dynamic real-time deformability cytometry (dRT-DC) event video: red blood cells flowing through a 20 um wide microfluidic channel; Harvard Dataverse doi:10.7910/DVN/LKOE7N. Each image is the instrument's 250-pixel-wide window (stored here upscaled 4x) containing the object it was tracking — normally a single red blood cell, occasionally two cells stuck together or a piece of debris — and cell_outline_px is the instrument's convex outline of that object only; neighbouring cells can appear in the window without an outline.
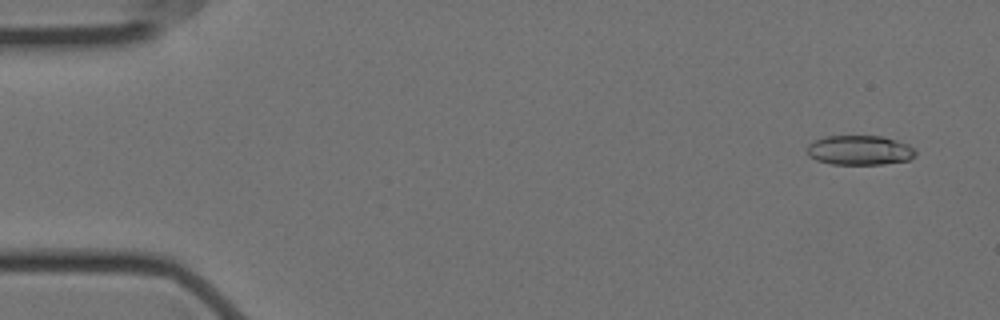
{"species": "Egyptian fruit bat (a non-hibernating species)", "species_latin": "Rousettus aegyptiacus", "temperature_condition": "cold", "stored_images_in_passage": 58, "camera_frame_rate_fps": 3000, "um_per_image_px": 0.085, "animal": {"sex": "female"}, "frame": {"image": 1, "passage_image": 4, "time_ms": 1.0, "image_size_px": [1000, 320], "cell_outline_px": [[916, 156], [908, 160], [884, 164], [832, 164], [816, 160], [808, 156], [808, 144], [824, 136], [880, 136], [896, 140], [908, 144], [916, 148]], "centroid_in_image_um": [73.1, 12.77], "position_along_channel_um": 11.9, "area_um2": 18.79}}
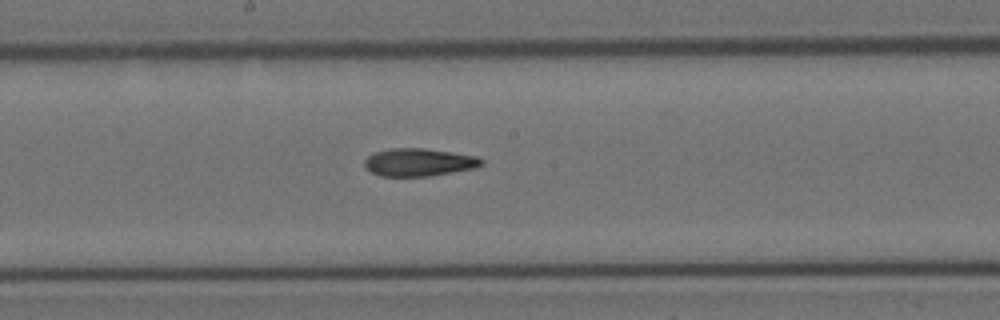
{"frame": {"image": 2, "passage_image": 31, "time_ms": 10.0, "image_size_px": [1000, 320], "cell_outline_px": [[484, 164], [476, 168], [428, 176], [380, 176], [364, 168], [364, 160], [372, 152], [388, 148], [424, 148], [476, 156], [484, 160]], "centroid_in_image_um": [35.57, 13.79], "position_along_channel_um": 212.6, "area_um2": 19.07}}
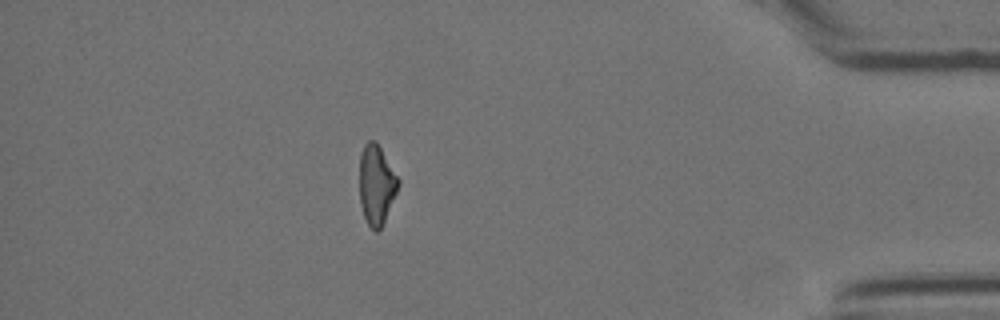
{"frame": {"image": 3, "passage_image": 51, "time_ms": 16.667, "image_size_px": [1000, 320], "cell_outline_px": [[400, 184], [384, 220], [380, 228], [376, 232], [368, 224], [364, 216], [360, 204], [360, 156], [364, 144], [368, 140], [376, 140], [400, 180]], "centroid_in_image_um": [31.99, 15.66], "position_along_channel_um": 403.2, "area_um2": 17.8}, "authors_computed_cell_mechanics": {"area_um2": 18.9295, "velocity_mm_per_s": 3.534, "shape_relaxation_time_tau1_ms": 10.6881, "shape_relaxation_time_tau2_ms": 5.0645, "deformation_change_tau1": 0.2334, "deformation_change_tau2": 0.1464}}